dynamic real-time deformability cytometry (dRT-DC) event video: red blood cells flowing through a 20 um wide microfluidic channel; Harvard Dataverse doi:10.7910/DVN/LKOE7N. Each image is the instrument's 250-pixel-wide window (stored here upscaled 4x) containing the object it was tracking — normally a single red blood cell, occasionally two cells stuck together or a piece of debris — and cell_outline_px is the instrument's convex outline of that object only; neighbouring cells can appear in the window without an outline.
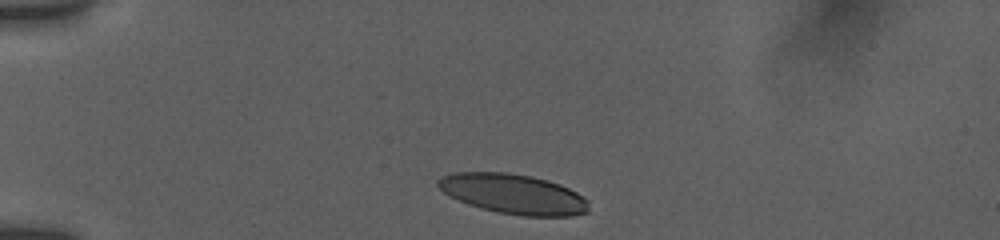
{"species": "human", "species_latin": "Homo sapiens", "temperature_condition": "room temperature", "stored_images_in_passage": 20, "camera_frame_rate_fps": 3000, "um_per_image_px": 0.085, "donor": {"sex": "female"}, "frame": {"image": 1, "passage_image": 1, "time_ms": 0.0, "image_size_px": [1000, 240], "cell_outline_px": [[588, 212], [572, 216], [524, 216], [500, 212], [480, 208], [468, 204], [444, 192], [436, 184], [436, 180], [440, 176], [452, 172], [508, 172], [532, 176], [548, 180], [560, 184], [584, 196], [588, 200]], "centroid_in_image_um": [43.64, 16.47], "position_along_channel_um": 41.4, "area_um2": 35.14}}
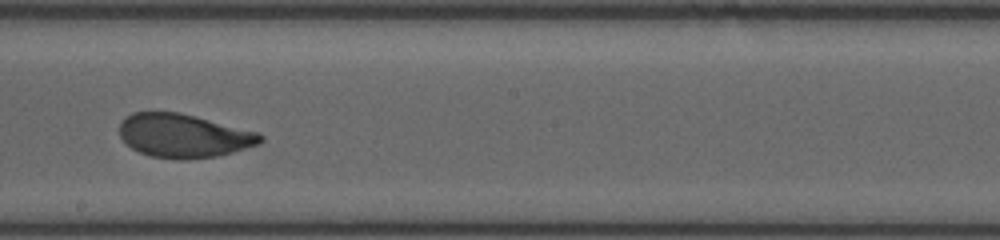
{"frame": {"image": 2, "passage_image": 9, "time_ms": 6.333, "image_size_px": [1000, 240], "cell_outline_px": [[264, 140], [260, 144], [232, 152], [216, 156], [184, 160], [176, 160], [152, 156], [140, 152], [132, 148], [120, 136], [120, 120], [124, 116], [132, 112], [180, 112], [260, 132], [264, 136]], "centroid_in_image_um": [15.63, 11.53], "position_along_channel_um": 232.6, "area_um2": 36.13}}
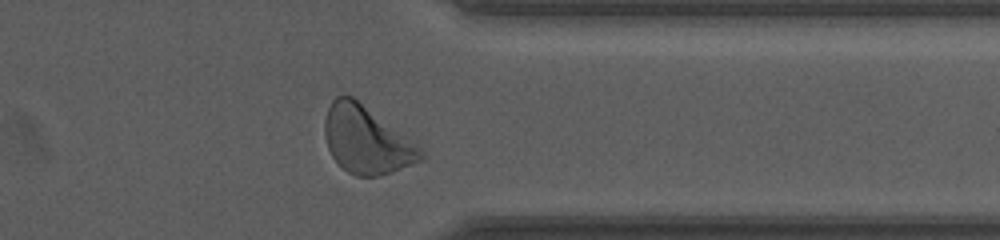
{"frame": {"image": 3, "passage_image": 17, "time_ms": 10.333, "image_size_px": [1000, 240], "cell_outline_px": [[424, 160], [392, 172], [376, 176], [356, 176], [348, 172], [332, 156], [328, 148], [324, 136], [324, 120], [328, 108], [332, 100], [336, 96], [352, 96], [416, 140], [420, 144], [424, 152]], "centroid_in_image_um": [31.21, 11.89], "position_along_channel_um": 380.2, "area_um2": 38.26}, "authors_computed_cell_mechanics": {"area_um2": 36.2117, "velocity_mm_per_s": 3.7653, "shape_relaxation_time_tau1_ms": 3.3675, "shape_relaxation_time_tau2_ms": null, "deformation_change_tau1": 0.1513, "deformation_change_tau2": null}}